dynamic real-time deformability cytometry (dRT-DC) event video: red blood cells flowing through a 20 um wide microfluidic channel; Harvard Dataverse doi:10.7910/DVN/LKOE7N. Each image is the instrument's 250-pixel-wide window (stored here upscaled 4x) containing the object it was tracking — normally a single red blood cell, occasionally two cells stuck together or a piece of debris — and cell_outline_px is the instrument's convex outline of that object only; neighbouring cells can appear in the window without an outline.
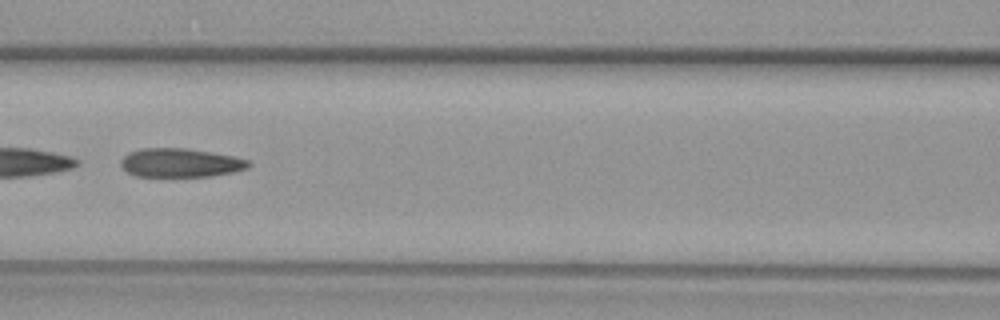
{"species": "common noctule bat (a hibernating species)", "species_latin": "Nyctalus noctula", "temperature_condition": "warm", "stored_images_in_passage": 48, "camera_frame_rate_fps": 3000, "um_per_image_px": 0.085, "animal": {"sex": "female", "body_mass_g": 29.2, "forearm_length_mm": 56.3}, "frame": {"image": 1, "passage_image": 21, "time_ms": 6.667, "image_size_px": [1000, 320], "cell_outline_px": [[252, 164], [248, 168], [232, 172], [212, 176], [136, 176], [128, 172], [120, 164], [120, 160], [128, 152], [140, 148], [184, 148], [232, 156], [248, 160]], "centroid_in_image_um": [15.31, 13.83], "position_along_channel_um": 151.3, "area_um2": 21.27}}